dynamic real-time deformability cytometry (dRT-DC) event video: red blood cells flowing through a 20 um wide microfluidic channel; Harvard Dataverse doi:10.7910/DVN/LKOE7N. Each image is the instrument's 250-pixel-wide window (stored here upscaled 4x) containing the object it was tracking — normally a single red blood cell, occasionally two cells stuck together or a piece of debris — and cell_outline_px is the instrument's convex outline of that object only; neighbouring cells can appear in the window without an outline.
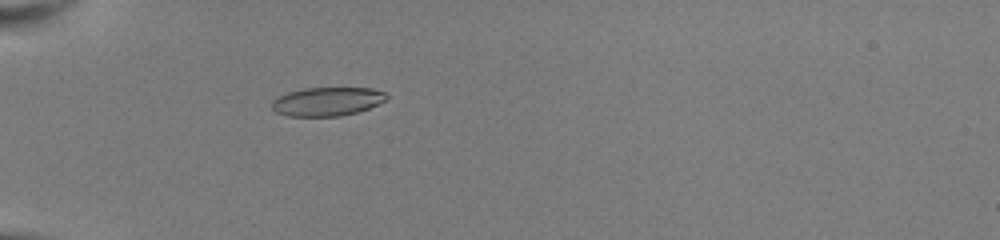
{"species": "common noctule bat (a hibernating species)", "species_latin": "Nyctalus noctula", "temperature_condition": "room temperature", "stored_images_in_passage": 14, "camera_frame_rate_fps": 3000, "um_per_image_px": 0.085, "animal": {"sex": "female", "body_mass_g": 22.0, "forearm_length_mm": 56.7}, "frame": {"image": 1, "passage_image": 2, "time_ms": 0.333, "image_size_px": [1000, 240], "cell_outline_px": [[388, 100], [368, 108], [356, 112], [340, 116], [288, 116], [276, 112], [272, 108], [272, 100], [288, 92], [304, 88], [372, 88], [384, 92], [388, 96]], "centroid_in_image_um": [27.82, 8.62], "position_along_channel_um": 57.2, "area_um2": 19.13}}
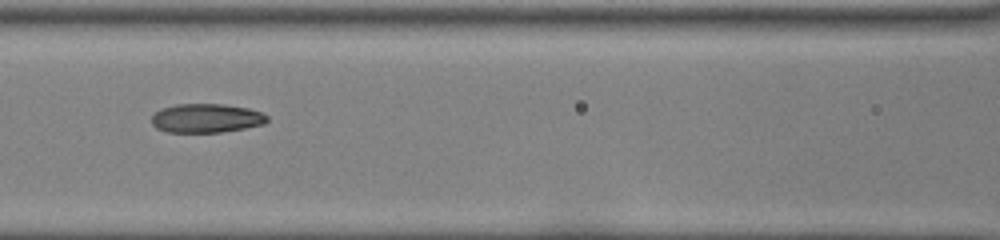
{"frame": {"image": 2, "passage_image": 10, "time_ms": 3.0, "image_size_px": [1000, 240], "cell_outline_px": [[268, 120], [264, 124], [244, 128], [220, 132], [168, 132], [156, 128], [152, 124], [152, 116], [156, 112], [164, 108], [176, 104], [224, 104], [248, 108], [260, 112], [268, 116]], "centroid_in_image_um": [17.54, 10.04], "position_along_channel_um": 149.1, "area_um2": 19.36}}
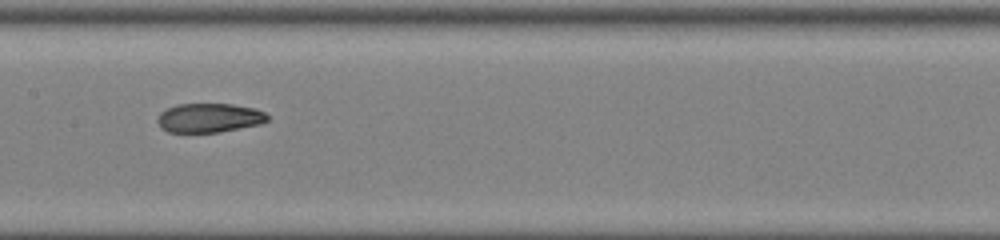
{"frame": {"image": 3, "passage_image": 13, "time_ms": 4.0, "image_size_px": [1000, 240], "cell_outline_px": [[268, 120], [260, 124], [220, 132], [168, 132], [160, 128], [156, 120], [160, 112], [176, 104], [232, 104], [256, 108], [264, 112], [268, 116]], "centroid_in_image_um": [17.76, 10.02], "position_along_channel_um": 189.6, "area_um2": 18.79}}